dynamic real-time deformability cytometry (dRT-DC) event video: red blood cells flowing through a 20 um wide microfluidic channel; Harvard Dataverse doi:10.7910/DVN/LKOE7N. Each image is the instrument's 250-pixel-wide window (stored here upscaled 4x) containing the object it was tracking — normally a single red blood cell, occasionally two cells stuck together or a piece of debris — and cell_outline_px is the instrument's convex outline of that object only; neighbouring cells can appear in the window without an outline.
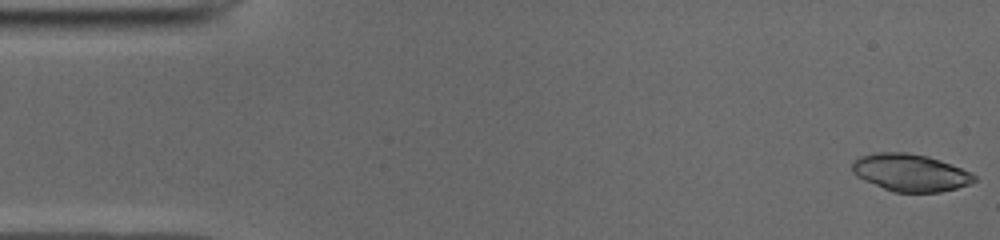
{"species": "common noctule bat (a hibernating species)", "species_latin": "Nyctalus noctula", "temperature_condition": "cold", "stored_images_in_passage": 50, "camera_frame_rate_fps": 3000, "um_per_image_px": 0.085, "animal": {"sex": "male", "body_mass_g": 19.0, "forearm_length_mm": 50.8}, "frame": {"image": 1, "passage_image": 1, "time_ms": 0.0, "image_size_px": [1000, 240], "cell_outline_px": [[976, 180], [968, 184], [956, 188], [940, 192], [896, 192], [884, 188], [864, 180], [856, 176], [852, 172], [852, 160], [860, 156], [876, 152], [908, 152], [928, 156], [940, 160], [972, 172], [976, 176]], "centroid_in_image_um": [77.36, 14.66], "position_along_channel_um": 7.6, "area_um2": 26.59}}
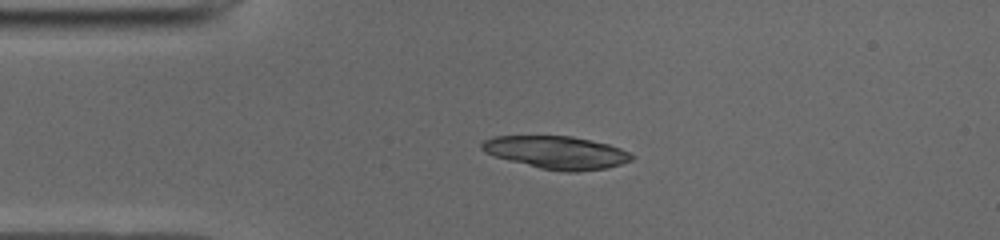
{"frame": {"image": 2, "passage_image": 11, "time_ms": 3.333, "image_size_px": [1000, 240], "cell_outline_px": [[636, 156], [632, 160], [608, 168], [576, 172], [564, 172], [540, 168], [508, 160], [484, 152], [480, 148], [480, 144], [484, 140], [496, 136], [572, 136], [608, 144], [620, 148]], "centroid_in_image_um": [47.32, 12.96], "position_along_channel_um": 37.7, "area_um2": 28.61}}